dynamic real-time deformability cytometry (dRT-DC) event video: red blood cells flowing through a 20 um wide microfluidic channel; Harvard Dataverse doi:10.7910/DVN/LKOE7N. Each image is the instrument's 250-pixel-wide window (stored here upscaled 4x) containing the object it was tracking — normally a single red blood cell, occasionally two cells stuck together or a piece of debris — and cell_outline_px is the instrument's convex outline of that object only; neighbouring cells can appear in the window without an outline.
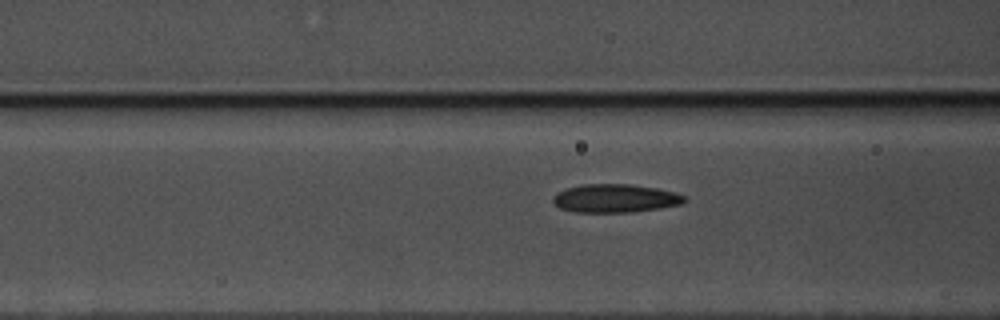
{"species": "common noctule bat (a hibernating species)", "species_latin": "Nyctalus noctula", "temperature_condition": "warm", "stored_images_in_passage": 17, "camera_frame_rate_fps": 3000, "um_per_image_px": 0.085, "animal": {"sex": "male", "body_mass_g": 17.5, "forearm_length_mm": 52.3}, "frame": {"image": 1, "passage_image": 15, "time_ms": 4.667, "image_size_px": [1000, 320], "cell_outline_px": [[688, 200], [680, 204], [660, 208], [632, 212], [576, 212], [560, 208], [552, 200], [552, 196], [556, 192], [568, 188], [584, 184], [632, 184], [656, 188], [672, 192], [684, 196]], "centroid_in_image_um": [52.27, 16.86], "position_along_channel_um": 114.3, "area_um2": 21.62}}